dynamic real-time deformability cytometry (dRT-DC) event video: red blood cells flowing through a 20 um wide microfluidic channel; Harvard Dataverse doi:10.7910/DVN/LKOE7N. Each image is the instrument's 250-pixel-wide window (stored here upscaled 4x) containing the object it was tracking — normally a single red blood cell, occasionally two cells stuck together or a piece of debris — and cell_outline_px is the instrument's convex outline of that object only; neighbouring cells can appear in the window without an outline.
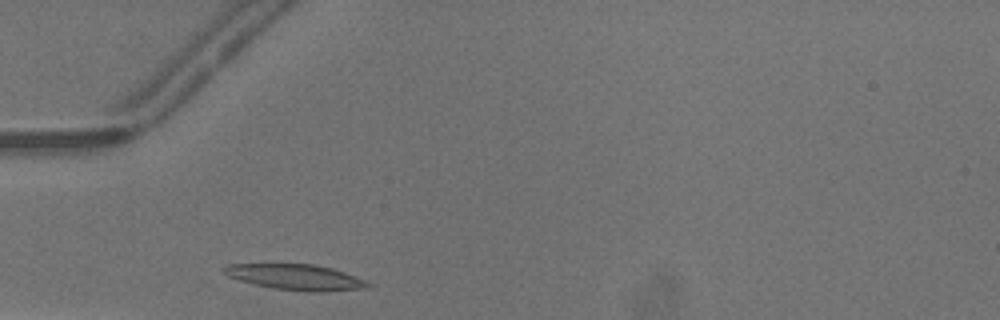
{"species": "common noctule bat (a hibernating species)", "species_latin": "Nyctalus noctula", "temperature_condition": "warm", "stored_images_in_passage": 23, "camera_frame_rate_fps": 3000, "um_per_image_px": 0.085, "animal": {"sex": "male", "body_mass_g": 13.3}, "frame": {"image": 1, "passage_image": 1, "time_ms": 0.0, "image_size_px": [1000, 320], "cell_outline_px": [[372, 284], [368, 288], [324, 292], [312, 292], [272, 288], [252, 284], [228, 276], [224, 272], [224, 268], [228, 264], [316, 264], [332, 268], [368, 280]], "centroid_in_image_um": [25.21, 23.56], "position_along_channel_um": 59.8, "area_um2": 21.68}}
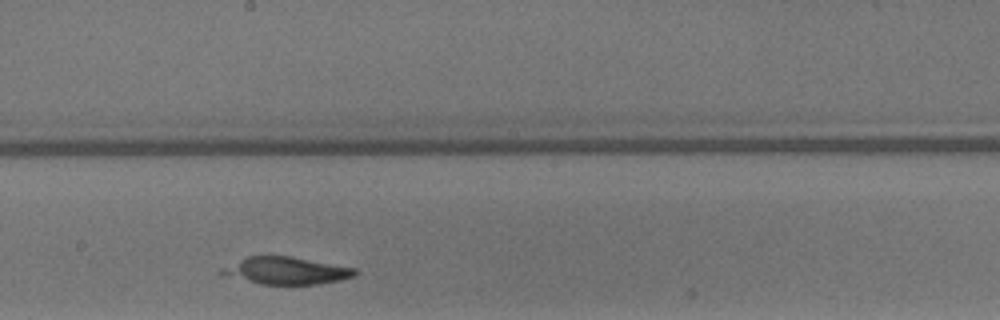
{"frame": {"image": 2, "passage_image": 13, "time_ms": 4.0, "image_size_px": [1000, 320], "cell_outline_px": [[356, 272], [352, 276], [340, 280], [316, 284], [260, 284], [216, 272], [220, 268], [248, 256], [292, 256], [356, 268]], "centroid_in_image_um": [24.31, 22.99], "position_along_channel_um": 223.9, "area_um2": 20.87}}
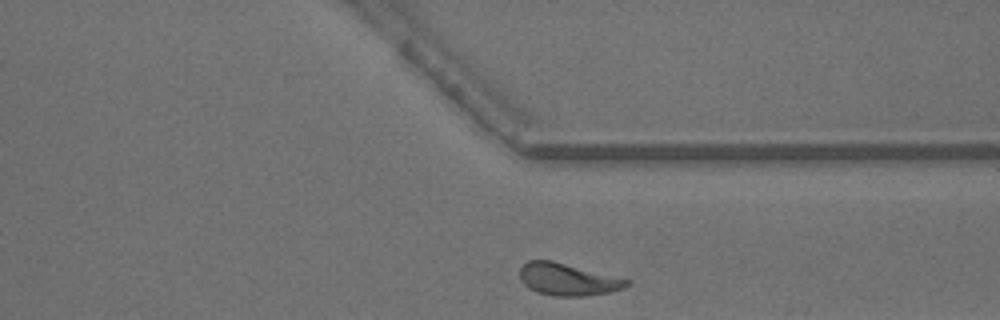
{"frame": {"image": 3, "passage_image": 23, "time_ms": 7.333, "image_size_px": [1000, 320], "cell_outline_px": [[632, 284], [624, 288], [612, 292], [584, 296], [556, 296], [536, 292], [528, 288], [524, 284], [520, 276], [520, 268], [528, 260], [552, 260], [628, 280]], "centroid_in_image_um": [48.25, 23.76], "position_along_channel_um": 363.2, "area_um2": 19.88}}